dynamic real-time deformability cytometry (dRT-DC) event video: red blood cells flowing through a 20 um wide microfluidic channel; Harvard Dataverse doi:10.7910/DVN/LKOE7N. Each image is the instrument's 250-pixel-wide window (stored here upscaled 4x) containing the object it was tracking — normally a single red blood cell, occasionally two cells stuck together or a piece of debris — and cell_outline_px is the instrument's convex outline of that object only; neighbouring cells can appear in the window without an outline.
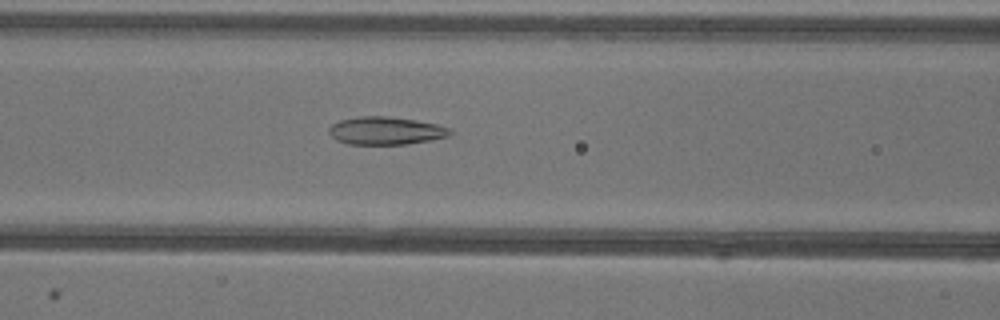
{"species": "common noctule bat (a hibernating species)", "species_latin": "Nyctalus noctula", "temperature_condition": "warm", "stored_images_in_passage": 52, "camera_frame_rate_fps": 3000, "um_per_image_px": 0.085, "animal": {"sex": "female"}, "frame": {"image": 1, "passage_image": 21, "time_ms": 6.667, "image_size_px": [1000, 320], "cell_outline_px": [[452, 132], [448, 136], [432, 140], [408, 144], [348, 144], [336, 140], [328, 132], [328, 128], [332, 124], [340, 120], [356, 116], [388, 116], [416, 120], [436, 124], [452, 128]], "centroid_in_image_um": [32.79, 11.11], "position_along_channel_um": 133.8, "area_um2": 19.83}}
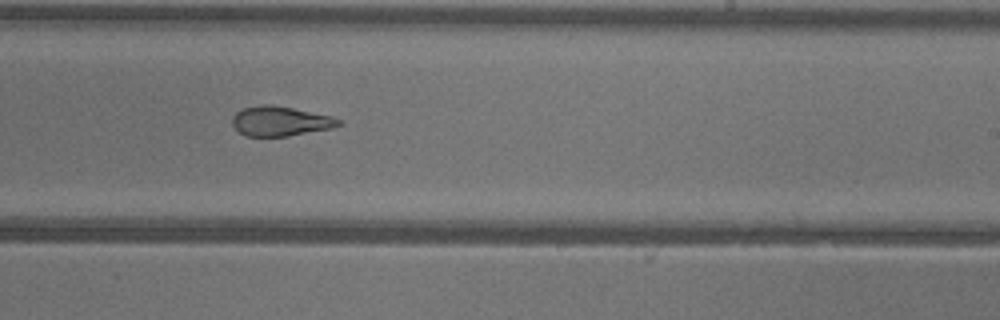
{"frame": {"image": 2, "passage_image": 31, "time_ms": 10.0, "image_size_px": [1000, 320], "cell_outline_px": [[340, 124], [332, 128], [288, 136], [244, 136], [232, 124], [232, 116], [236, 112], [244, 108], [260, 104], [272, 104], [332, 116], [340, 120]], "centroid_in_image_um": [23.79, 10.29], "position_along_channel_um": 265.2, "area_um2": 18.32}}
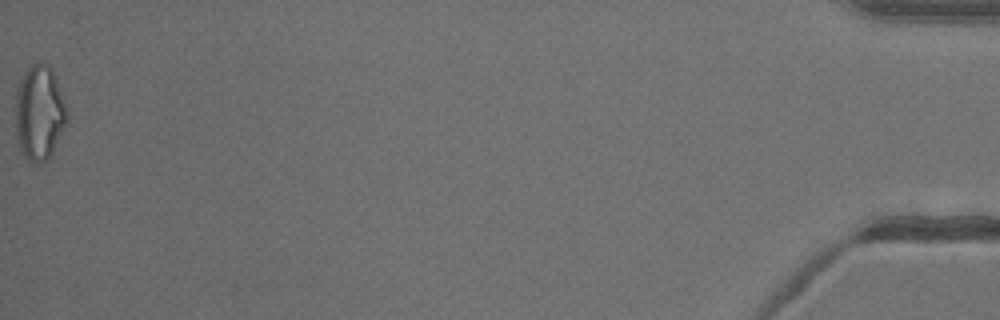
{"frame": {"image": 3, "passage_image": 52, "time_ms": 17.0, "image_size_px": [1000, 320], "cell_outline_px": [[68, 116], [52, 152], [44, 160], [36, 164], [28, 164], [20, 152], [16, 140], [16, 96], [20, 84], [28, 68], [32, 64], [48, 64], [52, 68], [68, 112]], "centroid_in_image_um": [3.32, 9.65], "position_along_channel_um": 431.9, "area_um2": 28.09}, "authors_computed_cell_mechanics": {"area_um2": 21.7328, "velocity_mm_per_s": 3.9506, "shape_relaxation_time_tau1_ms": null, "shape_relaxation_time_tau2_ms": 2.1822, "deformation_change_tau1": null, "deformation_change_tau2": 0.0971}}